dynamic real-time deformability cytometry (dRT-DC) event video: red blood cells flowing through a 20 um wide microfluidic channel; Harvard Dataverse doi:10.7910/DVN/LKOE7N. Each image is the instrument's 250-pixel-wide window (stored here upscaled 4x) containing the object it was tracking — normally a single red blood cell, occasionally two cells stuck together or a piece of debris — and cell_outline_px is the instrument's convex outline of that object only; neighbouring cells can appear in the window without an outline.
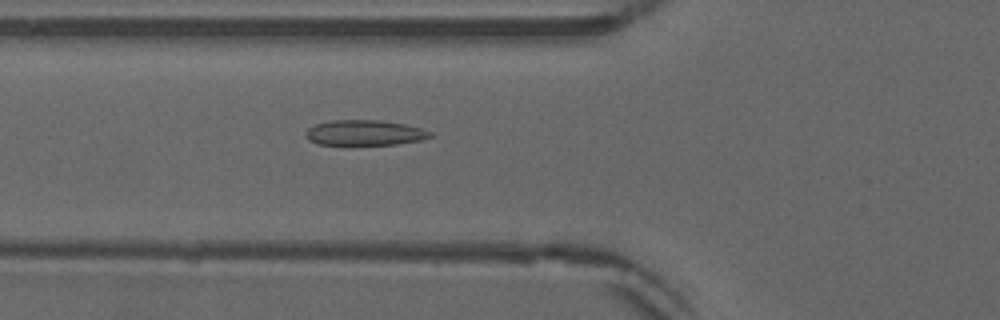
{"species": "common noctule bat (a hibernating species)", "species_latin": "Nyctalus noctula", "temperature_condition": "warm", "stored_images_in_passage": 50, "camera_frame_rate_fps": 3000, "um_per_image_px": 0.085, "animal": {"sex": "male", "forearm_length_mm": 52.5}, "frame": {"image": 1, "passage_image": 20, "time_ms": 6.333, "image_size_px": [1000, 320], "cell_outline_px": [[432, 136], [420, 140], [396, 144], [320, 144], [308, 140], [304, 136], [304, 132], [308, 128], [316, 124], [332, 120], [380, 120], [404, 124], [420, 128], [432, 132]], "centroid_in_image_um": [30.96, 11.27], "position_along_channel_um": 94.8, "area_um2": 18.21}}
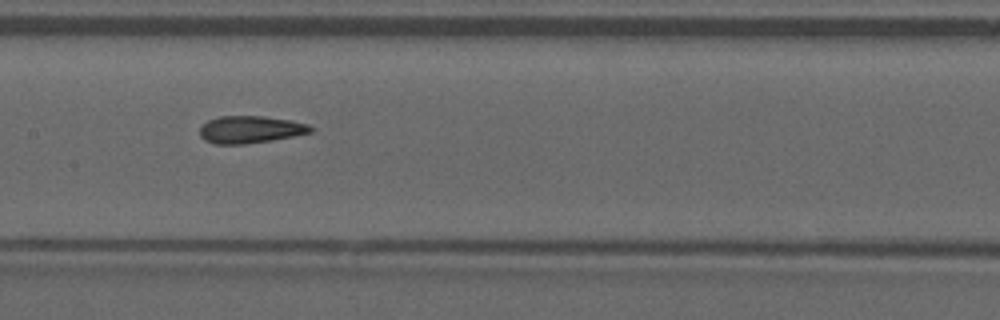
{"frame": {"image": 2, "passage_image": 27, "time_ms": 8.667, "image_size_px": [1000, 320], "cell_outline_px": [[312, 132], [272, 140], [244, 144], [212, 144], [204, 140], [200, 136], [200, 128], [208, 120], [220, 116], [264, 116], [288, 120], [308, 124], [312, 128]], "centroid_in_image_um": [21.24, 11.01], "position_along_channel_um": 186.2, "area_um2": 17.51}}
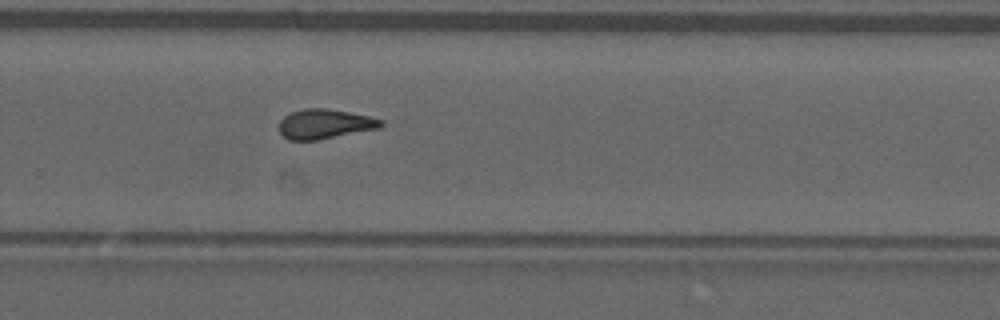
{"frame": {"image": 3, "passage_image": 36, "time_ms": 11.667, "image_size_px": [1000, 320], "cell_outline_px": [[384, 124], [380, 128], [316, 140], [288, 140], [280, 132], [280, 120], [284, 116], [292, 112], [304, 108], [324, 108], [348, 112], [368, 116], [384, 120]], "centroid_in_image_um": [27.61, 10.54], "position_along_channel_um": 302.2, "area_um2": 17.46}}